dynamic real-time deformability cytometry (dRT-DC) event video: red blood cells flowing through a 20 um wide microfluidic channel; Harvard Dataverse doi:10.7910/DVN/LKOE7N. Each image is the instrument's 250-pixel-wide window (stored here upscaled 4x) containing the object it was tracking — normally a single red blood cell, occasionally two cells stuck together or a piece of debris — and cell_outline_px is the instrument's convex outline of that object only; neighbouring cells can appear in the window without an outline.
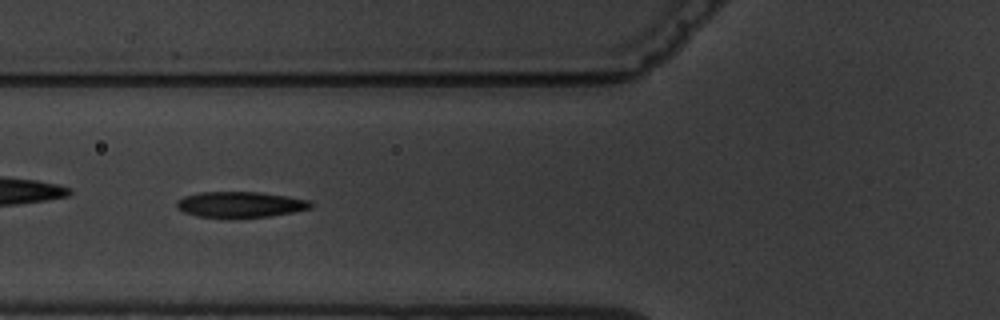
{"species": "common noctule bat (a hibernating species)", "species_latin": "Nyctalus noctula", "temperature_condition": "warm", "stored_images_in_passage": 8, "camera_frame_rate_fps": 3000, "um_per_image_px": 0.085, "animal": {"sex": "male", "body_mass_g": 19.5, "forearm_length_mm": 54.6}, "frame": {"image": 1, "passage_image": 6, "time_ms": 6.667, "image_size_px": [1000, 320], "cell_outline_px": [[312, 208], [292, 212], [268, 216], [196, 216], [184, 212], [176, 208], [176, 200], [184, 196], [200, 192], [260, 192], [288, 196], [312, 200]], "centroid_in_image_um": [20.43, 17.35], "position_along_channel_um": 105.4, "area_um2": 19.83}}